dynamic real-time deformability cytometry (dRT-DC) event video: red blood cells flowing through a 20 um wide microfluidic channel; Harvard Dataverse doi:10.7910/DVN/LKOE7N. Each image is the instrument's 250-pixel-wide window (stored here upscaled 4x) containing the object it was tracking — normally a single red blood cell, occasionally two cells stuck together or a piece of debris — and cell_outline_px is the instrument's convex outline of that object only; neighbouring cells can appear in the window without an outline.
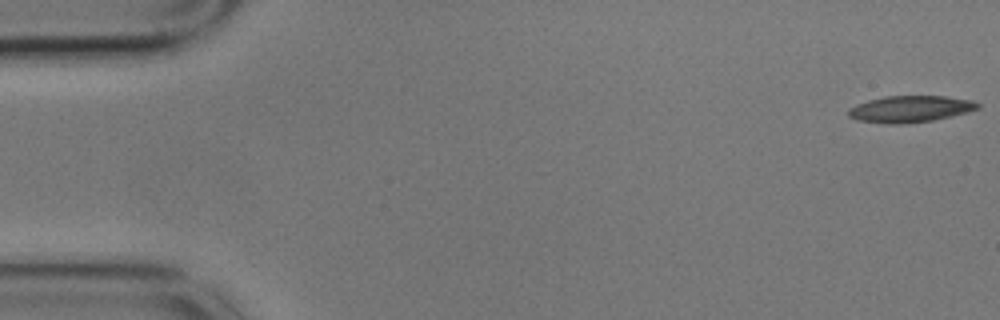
{"species": "common noctule bat (a hibernating species)", "species_latin": "Nyctalus noctula", "temperature_condition": "cold", "stored_images_in_passage": 56, "camera_frame_rate_fps": 3000, "um_per_image_px": 0.085, "animal": {"sex": "male", "body_mass_g": 17.9}, "frame": {"image": 1, "passage_image": 1, "time_ms": 0.0, "image_size_px": [1000, 320], "cell_outline_px": [[980, 108], [968, 112], [932, 120], [900, 124], [888, 124], [856, 120], [848, 116], [848, 108], [856, 104], [868, 100], [884, 96], [944, 96], [972, 100], [980, 104]], "centroid_in_image_um": [77.34, 9.26], "position_along_channel_um": 7.7, "area_um2": 20.06}}
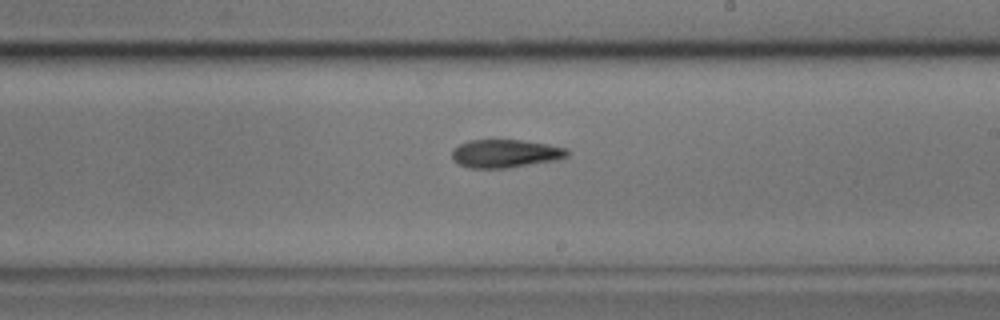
{"frame": {"image": 2, "passage_image": 32, "time_ms": 10.333, "image_size_px": [1000, 320], "cell_outline_px": [[568, 156], [556, 160], [508, 168], [468, 168], [456, 164], [452, 160], [452, 148], [468, 140], [520, 140], [568, 148]], "centroid_in_image_um": [42.89, 13.06], "position_along_channel_um": 246.1, "area_um2": 19.02}}
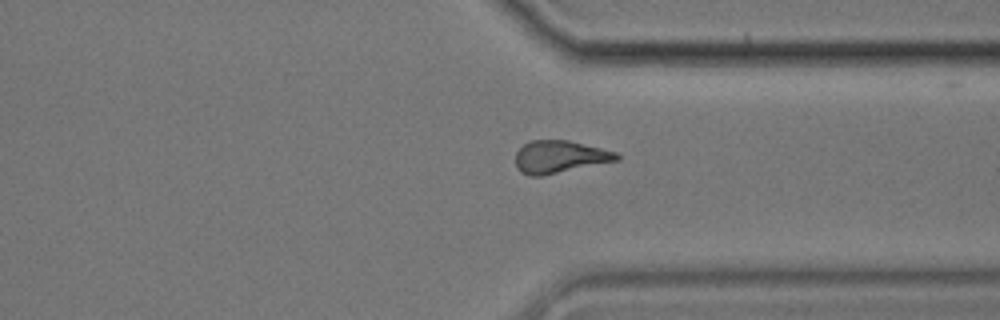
{"frame": {"image": 3, "passage_image": 42, "time_ms": 13.667, "image_size_px": [1000, 320], "cell_outline_px": [[620, 160], [540, 176], [528, 176], [520, 172], [516, 168], [516, 152], [528, 140], [568, 140], [616, 152], [620, 156]], "centroid_in_image_um": [47.55, 13.33], "position_along_channel_um": 363.9, "area_um2": 19.13}}